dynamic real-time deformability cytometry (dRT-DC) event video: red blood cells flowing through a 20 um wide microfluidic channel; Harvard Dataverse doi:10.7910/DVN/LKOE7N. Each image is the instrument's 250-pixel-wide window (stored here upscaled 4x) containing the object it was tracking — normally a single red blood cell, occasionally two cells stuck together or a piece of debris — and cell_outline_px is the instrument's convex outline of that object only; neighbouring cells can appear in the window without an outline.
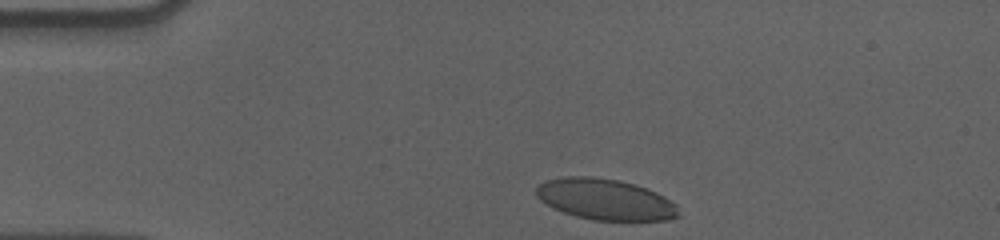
{"species": "human", "species_latin": "Homo sapiens", "temperature_condition": "cold", "stored_images_in_passage": 37, "camera_frame_rate_fps": 3000, "um_per_image_px": 0.085, "donor": {"sex": "male"}, "frame": {"image": 1, "passage_image": 1, "time_ms": 0.0, "image_size_px": [1000, 240], "cell_outline_px": [[680, 216], [668, 220], [592, 220], [576, 216], [552, 208], [540, 200], [536, 196], [536, 188], [544, 180], [564, 176], [592, 176], [620, 180], [656, 192], [664, 196], [676, 204]], "centroid_in_image_um": [51.42, 16.94], "position_along_channel_um": 33.6, "area_um2": 34.1}}
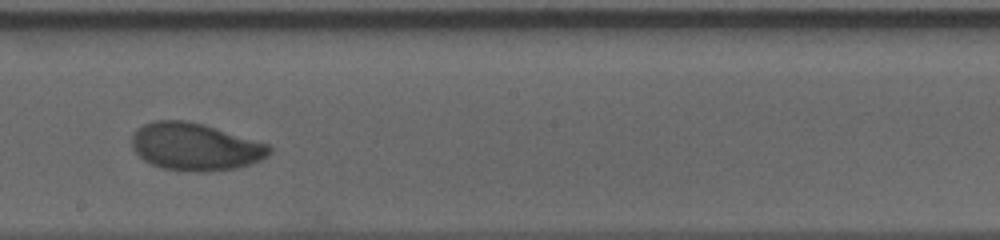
{"frame": {"image": 2, "passage_image": 22, "time_ms": 7.0, "image_size_px": [1000, 240], "cell_outline_px": [[272, 152], [268, 156], [260, 160], [236, 168], [200, 172], [196, 172], [164, 168], [152, 164], [144, 160], [132, 148], [132, 136], [144, 124], [152, 120], [184, 120], [204, 124], [268, 144], [272, 148]], "centroid_in_image_um": [16.6, 12.46], "position_along_channel_um": 231.6, "area_um2": 37.74}}
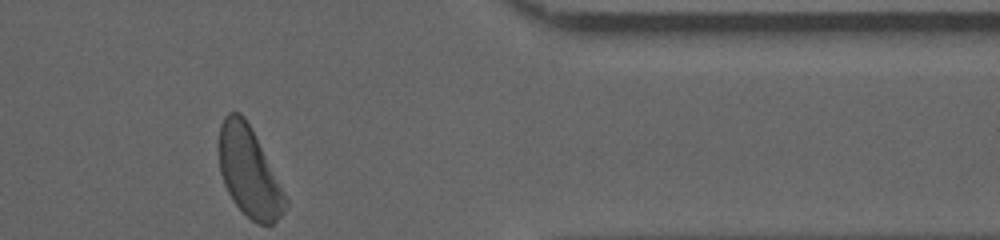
{"frame": {"image": 3, "passage_image": 37, "time_ms": 12.0, "image_size_px": [1000, 240], "cell_outline_px": [[288, 204], [284, 212], [272, 224], [260, 224], [252, 220], [232, 200], [224, 184], [220, 172], [220, 124], [224, 116], [228, 112], [240, 112], [244, 116], [288, 200]], "centroid_in_image_um": [21.16, 14.63], "position_along_channel_um": 390.2, "area_um2": 33.76}, "authors_computed_cell_mechanics": {"area_um2": 36.9342, "velocity_mm_per_s": 3.5559, "shape_relaxation_time_tau1_ms": 4.2412, "shape_relaxation_time_tau2_ms": 2.0108, "deformation_change_tau1": 0.1612, "deformation_change_tau2": 0.0624}}